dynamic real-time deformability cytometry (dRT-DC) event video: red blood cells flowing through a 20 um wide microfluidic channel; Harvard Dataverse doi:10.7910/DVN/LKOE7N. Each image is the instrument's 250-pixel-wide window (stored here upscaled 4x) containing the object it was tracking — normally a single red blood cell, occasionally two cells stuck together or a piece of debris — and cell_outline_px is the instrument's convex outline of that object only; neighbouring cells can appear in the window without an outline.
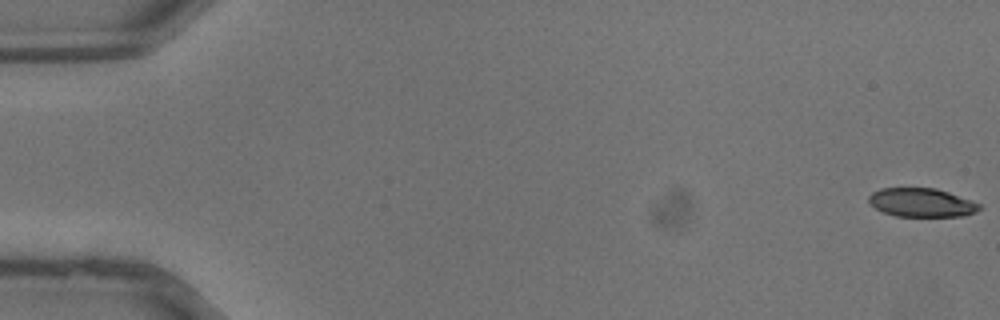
{"species": "common noctule bat (a hibernating species)", "species_latin": "Nyctalus noctula", "temperature_condition": "warm", "stored_images_in_passage": 37, "camera_frame_rate_fps": 3000, "um_per_image_px": 0.085, "animal": {"sex": "male", "body_mass_g": 13.3}, "frame": {"image": 1, "passage_image": 1, "time_ms": 0.0, "image_size_px": [1000, 320], "cell_outline_px": [[980, 208], [976, 212], [964, 216], [896, 216], [884, 212], [876, 208], [868, 200], [868, 196], [872, 192], [880, 188], [936, 188], [948, 192], [980, 204]], "centroid_in_image_um": [78.32, 17.21], "position_along_channel_um": 6.7, "area_um2": 18.32}}
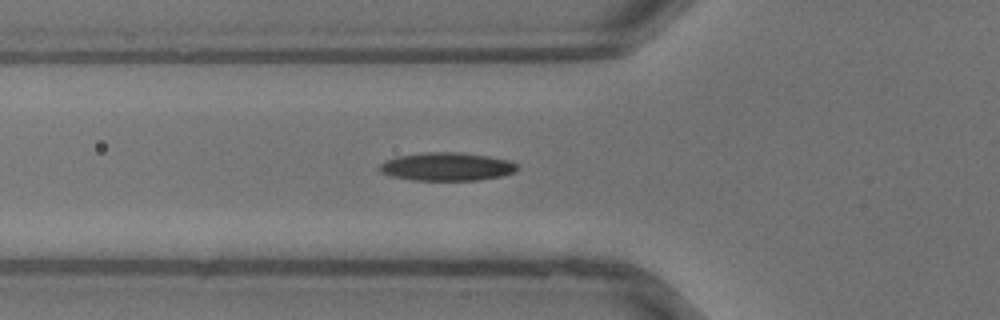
{"frame": {"image": 2, "passage_image": 14, "time_ms": 4.333, "image_size_px": [1000, 320], "cell_outline_px": [[520, 168], [516, 172], [504, 176], [480, 180], [412, 180], [392, 176], [380, 172], [380, 164], [384, 160], [400, 156], [424, 152], [460, 152], [488, 156], [508, 160], [516, 164]], "centroid_in_image_um": [38.02, 14.17], "position_along_channel_um": 87.8, "area_um2": 22.77}}
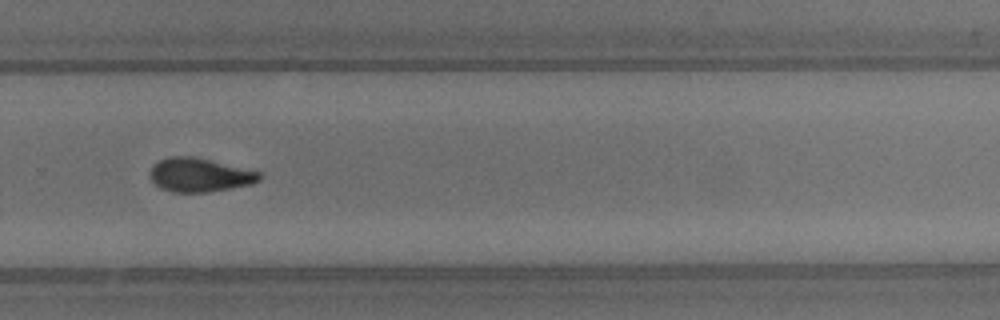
{"frame": {"image": 3, "passage_image": 26, "time_ms": 8.333, "image_size_px": [1000, 320], "cell_outline_px": [[260, 180], [252, 184], [208, 192], [172, 192], [160, 188], [148, 176], [148, 172], [152, 164], [168, 156], [192, 156], [260, 172]], "centroid_in_image_um": [16.9, 14.87], "position_along_channel_um": 312.9, "area_um2": 21.5}}